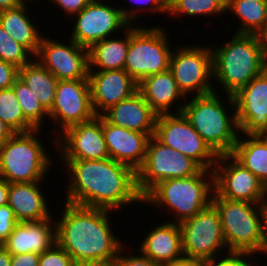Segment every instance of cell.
<instances>
[{
  "label": "cell",
  "instance_id": "cell-41",
  "mask_svg": "<svg viewBox=\"0 0 267 266\" xmlns=\"http://www.w3.org/2000/svg\"><path fill=\"white\" fill-rule=\"evenodd\" d=\"M91 0H51V2L62 9L65 14L74 16L84 9Z\"/></svg>",
  "mask_w": 267,
  "mask_h": 266
},
{
  "label": "cell",
  "instance_id": "cell-30",
  "mask_svg": "<svg viewBox=\"0 0 267 266\" xmlns=\"http://www.w3.org/2000/svg\"><path fill=\"white\" fill-rule=\"evenodd\" d=\"M240 19L238 34H256L263 38L265 23L264 0H227L226 13Z\"/></svg>",
  "mask_w": 267,
  "mask_h": 266
},
{
  "label": "cell",
  "instance_id": "cell-29",
  "mask_svg": "<svg viewBox=\"0 0 267 266\" xmlns=\"http://www.w3.org/2000/svg\"><path fill=\"white\" fill-rule=\"evenodd\" d=\"M19 78L32 90L49 112L55 101L58 79L36 58L19 68Z\"/></svg>",
  "mask_w": 267,
  "mask_h": 266
},
{
  "label": "cell",
  "instance_id": "cell-22",
  "mask_svg": "<svg viewBox=\"0 0 267 266\" xmlns=\"http://www.w3.org/2000/svg\"><path fill=\"white\" fill-rule=\"evenodd\" d=\"M53 219L18 222L2 246L10 254H42L56 242Z\"/></svg>",
  "mask_w": 267,
  "mask_h": 266
},
{
  "label": "cell",
  "instance_id": "cell-19",
  "mask_svg": "<svg viewBox=\"0 0 267 266\" xmlns=\"http://www.w3.org/2000/svg\"><path fill=\"white\" fill-rule=\"evenodd\" d=\"M88 80L96 115L138 91V83L124 69L89 70Z\"/></svg>",
  "mask_w": 267,
  "mask_h": 266
},
{
  "label": "cell",
  "instance_id": "cell-39",
  "mask_svg": "<svg viewBox=\"0 0 267 266\" xmlns=\"http://www.w3.org/2000/svg\"><path fill=\"white\" fill-rule=\"evenodd\" d=\"M17 223L18 221L10 206L8 204L2 205L0 207V245L6 241Z\"/></svg>",
  "mask_w": 267,
  "mask_h": 266
},
{
  "label": "cell",
  "instance_id": "cell-6",
  "mask_svg": "<svg viewBox=\"0 0 267 266\" xmlns=\"http://www.w3.org/2000/svg\"><path fill=\"white\" fill-rule=\"evenodd\" d=\"M214 173L202 169L198 174L185 178L166 179L156 184L144 197L143 203L170 210L173 222L180 223L193 217L212 201ZM162 207V208H161Z\"/></svg>",
  "mask_w": 267,
  "mask_h": 266
},
{
  "label": "cell",
  "instance_id": "cell-18",
  "mask_svg": "<svg viewBox=\"0 0 267 266\" xmlns=\"http://www.w3.org/2000/svg\"><path fill=\"white\" fill-rule=\"evenodd\" d=\"M242 135H267V68L233 95Z\"/></svg>",
  "mask_w": 267,
  "mask_h": 266
},
{
  "label": "cell",
  "instance_id": "cell-44",
  "mask_svg": "<svg viewBox=\"0 0 267 266\" xmlns=\"http://www.w3.org/2000/svg\"><path fill=\"white\" fill-rule=\"evenodd\" d=\"M13 134L14 132L0 119V146Z\"/></svg>",
  "mask_w": 267,
  "mask_h": 266
},
{
  "label": "cell",
  "instance_id": "cell-1",
  "mask_svg": "<svg viewBox=\"0 0 267 266\" xmlns=\"http://www.w3.org/2000/svg\"><path fill=\"white\" fill-rule=\"evenodd\" d=\"M69 177L65 202L109 211L143 203L137 188V174L111 158L102 160H63Z\"/></svg>",
  "mask_w": 267,
  "mask_h": 266
},
{
  "label": "cell",
  "instance_id": "cell-20",
  "mask_svg": "<svg viewBox=\"0 0 267 266\" xmlns=\"http://www.w3.org/2000/svg\"><path fill=\"white\" fill-rule=\"evenodd\" d=\"M102 132L109 158L129 166L137 172L146 158L149 136L108 123L102 117Z\"/></svg>",
  "mask_w": 267,
  "mask_h": 266
},
{
  "label": "cell",
  "instance_id": "cell-34",
  "mask_svg": "<svg viewBox=\"0 0 267 266\" xmlns=\"http://www.w3.org/2000/svg\"><path fill=\"white\" fill-rule=\"evenodd\" d=\"M30 58L33 59V55L0 25V60L21 68L31 61Z\"/></svg>",
  "mask_w": 267,
  "mask_h": 266
},
{
  "label": "cell",
  "instance_id": "cell-7",
  "mask_svg": "<svg viewBox=\"0 0 267 266\" xmlns=\"http://www.w3.org/2000/svg\"><path fill=\"white\" fill-rule=\"evenodd\" d=\"M41 132L42 130L35 129L14 133L0 146L1 178L8 183L44 181L51 170L52 160L44 147V141L41 142L38 137Z\"/></svg>",
  "mask_w": 267,
  "mask_h": 266
},
{
  "label": "cell",
  "instance_id": "cell-9",
  "mask_svg": "<svg viewBox=\"0 0 267 266\" xmlns=\"http://www.w3.org/2000/svg\"><path fill=\"white\" fill-rule=\"evenodd\" d=\"M179 226L185 260L205 264L209 260L225 255V251L228 252L220 216L212 203L193 217L180 222Z\"/></svg>",
  "mask_w": 267,
  "mask_h": 266
},
{
  "label": "cell",
  "instance_id": "cell-15",
  "mask_svg": "<svg viewBox=\"0 0 267 266\" xmlns=\"http://www.w3.org/2000/svg\"><path fill=\"white\" fill-rule=\"evenodd\" d=\"M95 116L88 79L58 81L55 101L48 116L50 122L55 123L53 126L58 124L54 128V131L57 129L56 138L68 127L89 121Z\"/></svg>",
  "mask_w": 267,
  "mask_h": 266
},
{
  "label": "cell",
  "instance_id": "cell-12",
  "mask_svg": "<svg viewBox=\"0 0 267 266\" xmlns=\"http://www.w3.org/2000/svg\"><path fill=\"white\" fill-rule=\"evenodd\" d=\"M153 136L162 144L190 157L203 169L213 171L218 155L183 113L158 115Z\"/></svg>",
  "mask_w": 267,
  "mask_h": 266
},
{
  "label": "cell",
  "instance_id": "cell-24",
  "mask_svg": "<svg viewBox=\"0 0 267 266\" xmlns=\"http://www.w3.org/2000/svg\"><path fill=\"white\" fill-rule=\"evenodd\" d=\"M138 91L157 115L182 113L185 102L179 100L189 99L179 90L169 70L144 78L138 84ZM176 103L178 104L175 112H171Z\"/></svg>",
  "mask_w": 267,
  "mask_h": 266
},
{
  "label": "cell",
  "instance_id": "cell-4",
  "mask_svg": "<svg viewBox=\"0 0 267 266\" xmlns=\"http://www.w3.org/2000/svg\"><path fill=\"white\" fill-rule=\"evenodd\" d=\"M218 94L214 91L194 96L192 100L185 101L182 113L217 155H227L232 153L240 130L233 96L226 94L227 105ZM227 106L230 110L234 108L231 115Z\"/></svg>",
  "mask_w": 267,
  "mask_h": 266
},
{
  "label": "cell",
  "instance_id": "cell-42",
  "mask_svg": "<svg viewBox=\"0 0 267 266\" xmlns=\"http://www.w3.org/2000/svg\"><path fill=\"white\" fill-rule=\"evenodd\" d=\"M40 254L22 253L11 254V266H38Z\"/></svg>",
  "mask_w": 267,
  "mask_h": 266
},
{
  "label": "cell",
  "instance_id": "cell-11",
  "mask_svg": "<svg viewBox=\"0 0 267 266\" xmlns=\"http://www.w3.org/2000/svg\"><path fill=\"white\" fill-rule=\"evenodd\" d=\"M202 169L190 157L175 151L151 136L147 142L145 161L136 172L137 188L144 197L163 180L189 177L198 174Z\"/></svg>",
  "mask_w": 267,
  "mask_h": 266
},
{
  "label": "cell",
  "instance_id": "cell-35",
  "mask_svg": "<svg viewBox=\"0 0 267 266\" xmlns=\"http://www.w3.org/2000/svg\"><path fill=\"white\" fill-rule=\"evenodd\" d=\"M131 1H133V3L142 5H139V7L137 8L135 6L130 7L129 9L126 7L119 8L121 10L123 17L130 25H136L135 21H137L136 19L138 18L140 11L141 12L144 11L145 14L146 11L149 13L152 12V13L168 14V4L164 0H131Z\"/></svg>",
  "mask_w": 267,
  "mask_h": 266
},
{
  "label": "cell",
  "instance_id": "cell-28",
  "mask_svg": "<svg viewBox=\"0 0 267 266\" xmlns=\"http://www.w3.org/2000/svg\"><path fill=\"white\" fill-rule=\"evenodd\" d=\"M122 34L125 36L122 39L109 37L88 49L89 70L124 69L129 47V27L124 29Z\"/></svg>",
  "mask_w": 267,
  "mask_h": 266
},
{
  "label": "cell",
  "instance_id": "cell-21",
  "mask_svg": "<svg viewBox=\"0 0 267 266\" xmlns=\"http://www.w3.org/2000/svg\"><path fill=\"white\" fill-rule=\"evenodd\" d=\"M101 116L118 127L154 135L157 114L150 108L142 94L137 91L104 111Z\"/></svg>",
  "mask_w": 267,
  "mask_h": 266
},
{
  "label": "cell",
  "instance_id": "cell-33",
  "mask_svg": "<svg viewBox=\"0 0 267 266\" xmlns=\"http://www.w3.org/2000/svg\"><path fill=\"white\" fill-rule=\"evenodd\" d=\"M12 88L16 98L21 105L25 119L35 128L42 129L46 118L49 119V112L41 105L32 90L18 78ZM47 116V117H46Z\"/></svg>",
  "mask_w": 267,
  "mask_h": 266
},
{
  "label": "cell",
  "instance_id": "cell-37",
  "mask_svg": "<svg viewBox=\"0 0 267 266\" xmlns=\"http://www.w3.org/2000/svg\"><path fill=\"white\" fill-rule=\"evenodd\" d=\"M253 257L245 253L227 252V254L220 256V258L217 257L207 261L205 266H254L257 262L251 261Z\"/></svg>",
  "mask_w": 267,
  "mask_h": 266
},
{
  "label": "cell",
  "instance_id": "cell-49",
  "mask_svg": "<svg viewBox=\"0 0 267 266\" xmlns=\"http://www.w3.org/2000/svg\"><path fill=\"white\" fill-rule=\"evenodd\" d=\"M265 6V23L263 28V39L267 36V0H264Z\"/></svg>",
  "mask_w": 267,
  "mask_h": 266
},
{
  "label": "cell",
  "instance_id": "cell-3",
  "mask_svg": "<svg viewBox=\"0 0 267 266\" xmlns=\"http://www.w3.org/2000/svg\"><path fill=\"white\" fill-rule=\"evenodd\" d=\"M211 48L213 79L221 84L222 94L233 96L267 68L265 42L259 35L235 33L226 43Z\"/></svg>",
  "mask_w": 267,
  "mask_h": 266
},
{
  "label": "cell",
  "instance_id": "cell-10",
  "mask_svg": "<svg viewBox=\"0 0 267 266\" xmlns=\"http://www.w3.org/2000/svg\"><path fill=\"white\" fill-rule=\"evenodd\" d=\"M211 45H180L171 53L169 71L186 98L191 94L201 96L216 91L211 83L214 81Z\"/></svg>",
  "mask_w": 267,
  "mask_h": 266
},
{
  "label": "cell",
  "instance_id": "cell-51",
  "mask_svg": "<svg viewBox=\"0 0 267 266\" xmlns=\"http://www.w3.org/2000/svg\"><path fill=\"white\" fill-rule=\"evenodd\" d=\"M20 2V4H26L29 6L31 0H18ZM28 1V2H27ZM33 1V0H32ZM35 1V0H34ZM28 3V4H27Z\"/></svg>",
  "mask_w": 267,
  "mask_h": 266
},
{
  "label": "cell",
  "instance_id": "cell-52",
  "mask_svg": "<svg viewBox=\"0 0 267 266\" xmlns=\"http://www.w3.org/2000/svg\"><path fill=\"white\" fill-rule=\"evenodd\" d=\"M264 42H265V56L267 60V36L264 38Z\"/></svg>",
  "mask_w": 267,
  "mask_h": 266
},
{
  "label": "cell",
  "instance_id": "cell-48",
  "mask_svg": "<svg viewBox=\"0 0 267 266\" xmlns=\"http://www.w3.org/2000/svg\"><path fill=\"white\" fill-rule=\"evenodd\" d=\"M259 253L267 254V218H266L265 226H264V242H263V246H262Z\"/></svg>",
  "mask_w": 267,
  "mask_h": 266
},
{
  "label": "cell",
  "instance_id": "cell-26",
  "mask_svg": "<svg viewBox=\"0 0 267 266\" xmlns=\"http://www.w3.org/2000/svg\"><path fill=\"white\" fill-rule=\"evenodd\" d=\"M28 8L26 4H20L18 7L0 11V25L35 57L44 35L29 18L31 14L28 15Z\"/></svg>",
  "mask_w": 267,
  "mask_h": 266
},
{
  "label": "cell",
  "instance_id": "cell-50",
  "mask_svg": "<svg viewBox=\"0 0 267 266\" xmlns=\"http://www.w3.org/2000/svg\"><path fill=\"white\" fill-rule=\"evenodd\" d=\"M87 266H116V264L114 262H109V263L91 264Z\"/></svg>",
  "mask_w": 267,
  "mask_h": 266
},
{
  "label": "cell",
  "instance_id": "cell-5",
  "mask_svg": "<svg viewBox=\"0 0 267 266\" xmlns=\"http://www.w3.org/2000/svg\"><path fill=\"white\" fill-rule=\"evenodd\" d=\"M216 207L228 252L259 254L264 242L267 205L221 198L215 191Z\"/></svg>",
  "mask_w": 267,
  "mask_h": 266
},
{
  "label": "cell",
  "instance_id": "cell-47",
  "mask_svg": "<svg viewBox=\"0 0 267 266\" xmlns=\"http://www.w3.org/2000/svg\"><path fill=\"white\" fill-rule=\"evenodd\" d=\"M162 266H205V264L197 261L183 260L177 263L163 264Z\"/></svg>",
  "mask_w": 267,
  "mask_h": 266
},
{
  "label": "cell",
  "instance_id": "cell-16",
  "mask_svg": "<svg viewBox=\"0 0 267 266\" xmlns=\"http://www.w3.org/2000/svg\"><path fill=\"white\" fill-rule=\"evenodd\" d=\"M69 41L68 44L43 36L34 58L58 80L88 79V49L72 39Z\"/></svg>",
  "mask_w": 267,
  "mask_h": 266
},
{
  "label": "cell",
  "instance_id": "cell-36",
  "mask_svg": "<svg viewBox=\"0 0 267 266\" xmlns=\"http://www.w3.org/2000/svg\"><path fill=\"white\" fill-rule=\"evenodd\" d=\"M38 266H78L72 257L56 242L40 254Z\"/></svg>",
  "mask_w": 267,
  "mask_h": 266
},
{
  "label": "cell",
  "instance_id": "cell-2",
  "mask_svg": "<svg viewBox=\"0 0 267 266\" xmlns=\"http://www.w3.org/2000/svg\"><path fill=\"white\" fill-rule=\"evenodd\" d=\"M64 203L55 219L56 243L78 266L113 262L124 243L111 228V211Z\"/></svg>",
  "mask_w": 267,
  "mask_h": 266
},
{
  "label": "cell",
  "instance_id": "cell-17",
  "mask_svg": "<svg viewBox=\"0 0 267 266\" xmlns=\"http://www.w3.org/2000/svg\"><path fill=\"white\" fill-rule=\"evenodd\" d=\"M53 138L60 160H102L109 158L102 132V116L68 127ZM61 150V151H60Z\"/></svg>",
  "mask_w": 267,
  "mask_h": 266
},
{
  "label": "cell",
  "instance_id": "cell-27",
  "mask_svg": "<svg viewBox=\"0 0 267 266\" xmlns=\"http://www.w3.org/2000/svg\"><path fill=\"white\" fill-rule=\"evenodd\" d=\"M238 140L230 154L267 187V135H247Z\"/></svg>",
  "mask_w": 267,
  "mask_h": 266
},
{
  "label": "cell",
  "instance_id": "cell-46",
  "mask_svg": "<svg viewBox=\"0 0 267 266\" xmlns=\"http://www.w3.org/2000/svg\"><path fill=\"white\" fill-rule=\"evenodd\" d=\"M20 2L18 0H0V11L18 7Z\"/></svg>",
  "mask_w": 267,
  "mask_h": 266
},
{
  "label": "cell",
  "instance_id": "cell-32",
  "mask_svg": "<svg viewBox=\"0 0 267 266\" xmlns=\"http://www.w3.org/2000/svg\"><path fill=\"white\" fill-rule=\"evenodd\" d=\"M0 119L14 133H24L35 130L25 119L13 88L0 89Z\"/></svg>",
  "mask_w": 267,
  "mask_h": 266
},
{
  "label": "cell",
  "instance_id": "cell-43",
  "mask_svg": "<svg viewBox=\"0 0 267 266\" xmlns=\"http://www.w3.org/2000/svg\"><path fill=\"white\" fill-rule=\"evenodd\" d=\"M9 183L0 177V207L8 204Z\"/></svg>",
  "mask_w": 267,
  "mask_h": 266
},
{
  "label": "cell",
  "instance_id": "cell-25",
  "mask_svg": "<svg viewBox=\"0 0 267 266\" xmlns=\"http://www.w3.org/2000/svg\"><path fill=\"white\" fill-rule=\"evenodd\" d=\"M40 183H9L8 205L18 222L40 221L53 217Z\"/></svg>",
  "mask_w": 267,
  "mask_h": 266
},
{
  "label": "cell",
  "instance_id": "cell-14",
  "mask_svg": "<svg viewBox=\"0 0 267 266\" xmlns=\"http://www.w3.org/2000/svg\"><path fill=\"white\" fill-rule=\"evenodd\" d=\"M104 1L91 0L84 9L74 15L76 21L69 38L80 46L89 49L93 44L130 26L117 6L113 7Z\"/></svg>",
  "mask_w": 267,
  "mask_h": 266
},
{
  "label": "cell",
  "instance_id": "cell-53",
  "mask_svg": "<svg viewBox=\"0 0 267 266\" xmlns=\"http://www.w3.org/2000/svg\"><path fill=\"white\" fill-rule=\"evenodd\" d=\"M167 4H169L172 0H164Z\"/></svg>",
  "mask_w": 267,
  "mask_h": 266
},
{
  "label": "cell",
  "instance_id": "cell-40",
  "mask_svg": "<svg viewBox=\"0 0 267 266\" xmlns=\"http://www.w3.org/2000/svg\"><path fill=\"white\" fill-rule=\"evenodd\" d=\"M19 78V68L14 64L0 60V89L12 88Z\"/></svg>",
  "mask_w": 267,
  "mask_h": 266
},
{
  "label": "cell",
  "instance_id": "cell-13",
  "mask_svg": "<svg viewBox=\"0 0 267 266\" xmlns=\"http://www.w3.org/2000/svg\"><path fill=\"white\" fill-rule=\"evenodd\" d=\"M213 173L214 191L221 198L267 204V187L230 154L218 155Z\"/></svg>",
  "mask_w": 267,
  "mask_h": 266
},
{
  "label": "cell",
  "instance_id": "cell-23",
  "mask_svg": "<svg viewBox=\"0 0 267 266\" xmlns=\"http://www.w3.org/2000/svg\"><path fill=\"white\" fill-rule=\"evenodd\" d=\"M138 250L162 265L185 260L179 223L168 221L156 226L145 236Z\"/></svg>",
  "mask_w": 267,
  "mask_h": 266
},
{
  "label": "cell",
  "instance_id": "cell-45",
  "mask_svg": "<svg viewBox=\"0 0 267 266\" xmlns=\"http://www.w3.org/2000/svg\"><path fill=\"white\" fill-rule=\"evenodd\" d=\"M0 266H11V254L0 245Z\"/></svg>",
  "mask_w": 267,
  "mask_h": 266
},
{
  "label": "cell",
  "instance_id": "cell-31",
  "mask_svg": "<svg viewBox=\"0 0 267 266\" xmlns=\"http://www.w3.org/2000/svg\"><path fill=\"white\" fill-rule=\"evenodd\" d=\"M226 3L227 0H172L168 4V16L181 18L184 15L193 18L215 15L217 18L218 15L220 17L226 13Z\"/></svg>",
  "mask_w": 267,
  "mask_h": 266
},
{
  "label": "cell",
  "instance_id": "cell-8",
  "mask_svg": "<svg viewBox=\"0 0 267 266\" xmlns=\"http://www.w3.org/2000/svg\"><path fill=\"white\" fill-rule=\"evenodd\" d=\"M162 27L129 26V47L124 70L139 84L144 78L169 70L172 53Z\"/></svg>",
  "mask_w": 267,
  "mask_h": 266
},
{
  "label": "cell",
  "instance_id": "cell-38",
  "mask_svg": "<svg viewBox=\"0 0 267 266\" xmlns=\"http://www.w3.org/2000/svg\"><path fill=\"white\" fill-rule=\"evenodd\" d=\"M128 246H123L118 252L117 256L114 258L113 262L116 266H162L157 262H154L149 257H146L139 253L140 255H132V254H123L124 250H127ZM122 254V255H121Z\"/></svg>",
  "mask_w": 267,
  "mask_h": 266
}]
</instances>
